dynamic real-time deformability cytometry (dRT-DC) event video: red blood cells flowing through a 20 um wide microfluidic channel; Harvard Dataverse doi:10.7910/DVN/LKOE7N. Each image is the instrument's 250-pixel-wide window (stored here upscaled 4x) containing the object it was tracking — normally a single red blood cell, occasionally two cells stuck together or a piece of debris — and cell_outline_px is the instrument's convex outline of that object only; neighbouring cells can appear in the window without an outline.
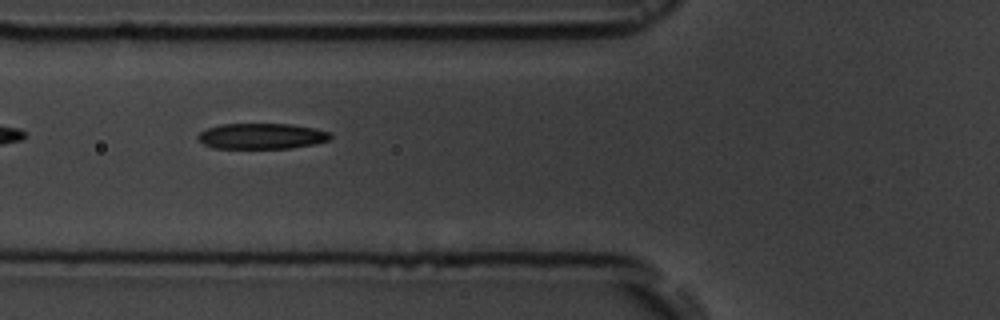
{"species": "common noctule bat (a hibernating species)", "species_latin": "Nyctalus noctula", "temperature_condition": "room temperature", "stored_images_in_passage": 7, "camera_frame_rate_fps": 3000, "um_per_image_px": 0.085, "animal": {"sex": "male", "body_mass_g": 19.5, "forearm_length_mm": 54.6}, "frame": {"image": 1, "passage_image": 5, "time_ms": 5.667, "image_size_px": [1000, 320], "cell_outline_px": [[332, 136], [328, 140], [312, 144], [292, 148], [212, 148], [204, 144], [196, 136], [200, 132], [208, 128], [220, 124], [292, 124], [316, 128], [328, 132]], "centroid_in_image_um": [22.23, 11.57], "position_along_channel_um": 103.6, "area_um2": 19.77}}
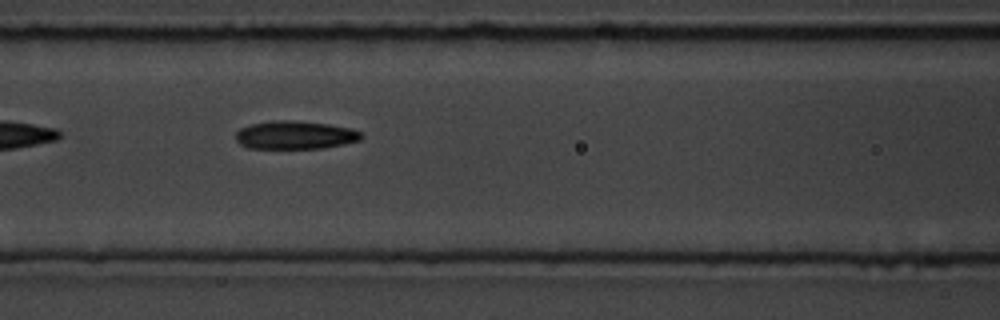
{"frame": {"image": 2, "passage_image": 6, "time_ms": 6.667, "image_size_px": [1000, 320], "cell_outline_px": [[364, 136], [360, 140], [344, 144], [320, 148], [248, 148], [240, 144], [236, 140], [236, 132], [240, 128], [252, 124], [272, 120], [288, 120], [328, 124], [352, 128], [360, 132]], "centroid_in_image_um": [25.08, 11.48], "position_along_channel_um": 141.5, "area_um2": 20.58}}
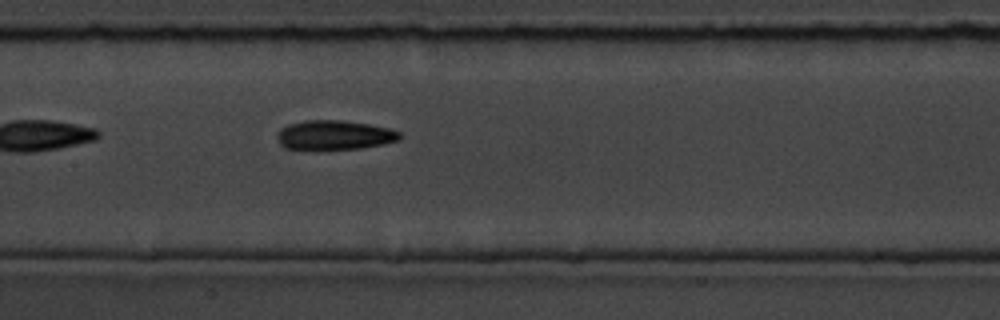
{"frame": {"image": 3, "passage_image": 7, "time_ms": 7.667, "image_size_px": [1000, 320], "cell_outline_px": [[400, 140], [384, 144], [360, 148], [284, 148], [280, 144], [276, 136], [276, 132], [280, 128], [288, 124], [304, 120], [344, 120], [392, 128], [400, 132]], "centroid_in_image_um": [28.43, 11.45], "position_along_channel_um": 179.0, "area_um2": 20.92}}